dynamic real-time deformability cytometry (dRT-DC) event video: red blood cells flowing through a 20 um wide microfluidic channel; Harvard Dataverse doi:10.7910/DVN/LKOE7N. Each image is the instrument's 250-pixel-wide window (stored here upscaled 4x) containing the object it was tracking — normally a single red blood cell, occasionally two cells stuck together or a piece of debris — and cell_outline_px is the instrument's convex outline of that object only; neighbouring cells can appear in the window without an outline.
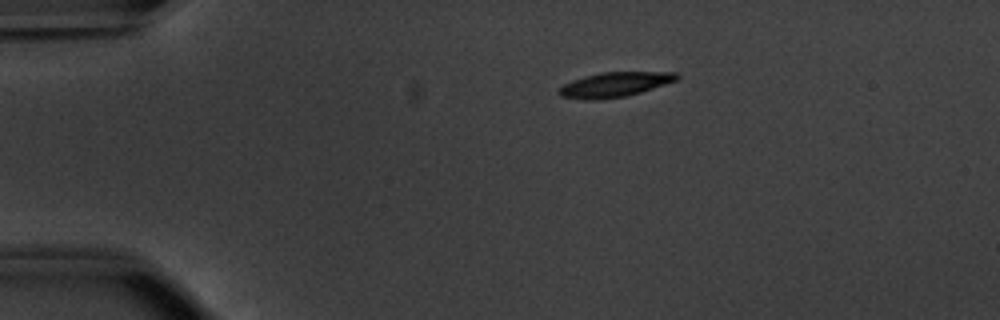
{"species": "common noctule bat (a hibernating species)", "species_latin": "Nyctalus noctula", "temperature_condition": "warm", "stored_images_in_passage": 37, "camera_frame_rate_fps": 3000, "um_per_image_px": 0.085, "animal": {"sex": "male", "body_mass_g": 20.1, "forearm_length_mm": 53.5}, "frame": {"image": 1, "passage_image": 1, "time_ms": 0.0, "image_size_px": [1000, 320], "cell_outline_px": [[680, 76], [676, 80], [640, 92], [624, 96], [596, 100], [588, 100], [560, 96], [556, 92], [564, 84], [572, 80], [584, 76], [600, 72], [676, 72]], "centroid_in_image_um": [52.2, 7.18], "position_along_channel_um": 32.8, "area_um2": 16.82}}
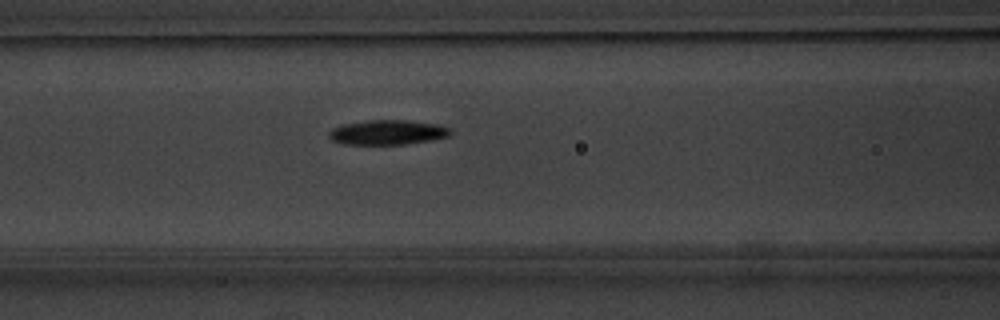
{"frame": {"image": 2, "passage_image": 13, "time_ms": 4.0, "image_size_px": [1000, 320], "cell_outline_px": [[452, 132], [448, 136], [428, 140], [404, 144], [344, 144], [332, 140], [328, 136], [328, 132], [332, 128], [340, 124], [368, 120], [408, 120], [440, 124], [448, 128]], "centroid_in_image_um": [32.9, 11.23], "position_along_channel_um": 133.7, "area_um2": 17.51}}
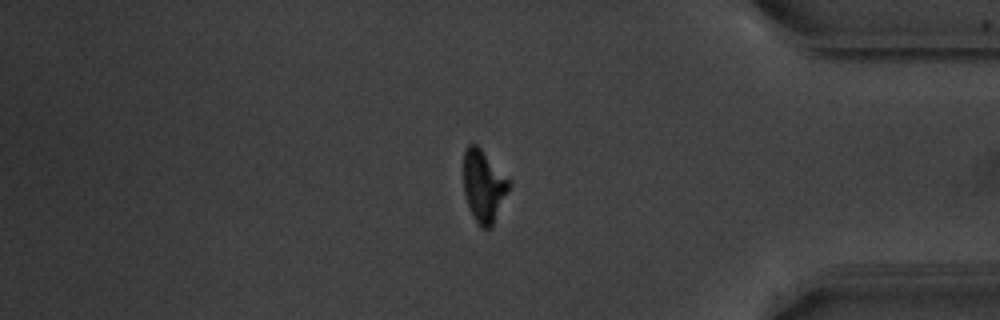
{"frame": {"image": 3, "passage_image": 37, "time_ms": 12.0, "image_size_px": [1000, 320], "cell_outline_px": [[512, 184], [492, 228], [484, 228], [472, 216], [464, 192], [464, 148], [468, 144], [476, 144], [512, 180]], "centroid_in_image_um": [41.15, 15.79], "position_along_channel_um": 394.1, "area_um2": 19.31}, "authors_computed_cell_mechanics": {"area_um2": 17.8024, "velocity_mm_per_s": 3.8224, "shape_relaxation_time_tau1_ms": 2.2084, "shape_relaxation_time_tau2_ms": 7.0642, "deformation_change_tau1": 0.1525, "deformation_change_tau2": 0.1241}}